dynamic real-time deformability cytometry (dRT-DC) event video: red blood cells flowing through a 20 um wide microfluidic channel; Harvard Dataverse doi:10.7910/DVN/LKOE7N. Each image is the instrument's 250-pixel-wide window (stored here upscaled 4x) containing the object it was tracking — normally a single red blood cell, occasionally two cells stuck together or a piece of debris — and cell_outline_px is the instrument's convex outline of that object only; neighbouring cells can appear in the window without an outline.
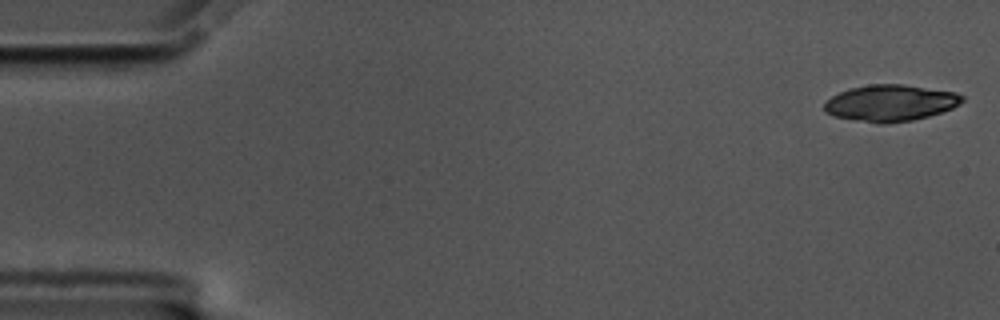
{"species": "common noctule bat (a hibernating species)", "species_latin": "Nyctalus noctula", "temperature_condition": "cold", "stored_images_in_passage": 56, "segment_of_instrument_passage": [1, 2], "camera_frame_rate_fps": 3000, "um_per_image_px": 0.085, "animal": {"sex": "male", "body_mass_g": 17.5, "forearm_length_mm": 52.3}, "frame": {"image": 1, "passage_image": 1, "time_ms": 0.0, "image_size_px": [1000, 320], "cell_outline_px": [[964, 100], [960, 104], [952, 108], [928, 116], [912, 120], [884, 124], [876, 124], [832, 116], [824, 112], [824, 104], [832, 96], [848, 88], [868, 84], [904, 84], [956, 92], [964, 96]], "centroid_in_image_um": [75.67, 8.75], "position_along_channel_um": 9.3, "area_um2": 29.54}}
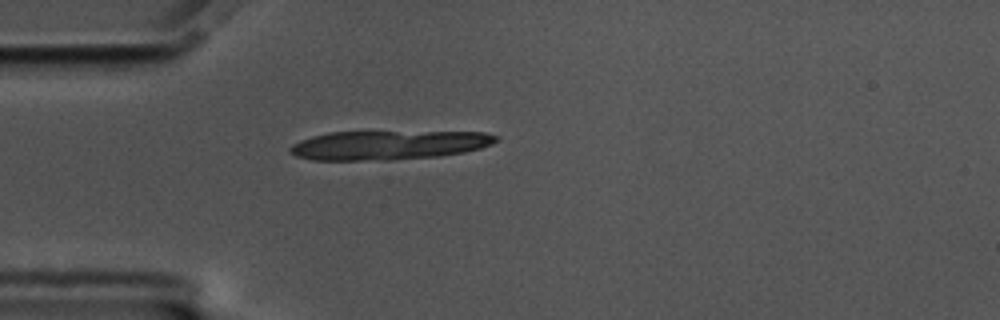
{"frame": {"image": 2, "passage_image": 15, "time_ms": 4.667, "image_size_px": [1000, 320], "cell_outline_px": [[500, 140], [492, 144], [480, 148], [464, 152], [440, 156], [388, 160], [312, 160], [296, 156], [288, 148], [292, 144], [300, 140], [312, 136], [328, 132], [484, 132], [500, 136]], "centroid_in_image_um": [33.04, 12.33], "position_along_channel_um": 52.0, "area_um2": 35.03}}